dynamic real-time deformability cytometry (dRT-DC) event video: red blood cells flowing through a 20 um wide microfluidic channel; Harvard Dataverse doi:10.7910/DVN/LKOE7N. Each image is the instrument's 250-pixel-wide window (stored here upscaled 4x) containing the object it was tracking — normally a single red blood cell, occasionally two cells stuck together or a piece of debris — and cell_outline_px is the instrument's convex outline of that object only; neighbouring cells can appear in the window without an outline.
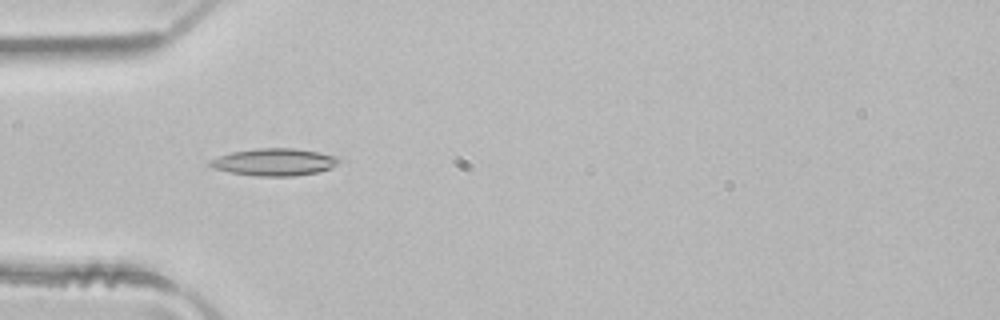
{"species": "common noctule bat (a hibernating species)", "species_latin": "Nyctalus noctula", "temperature_condition": "room temperature", "stored_images_in_passage": 2, "camera_frame_rate_fps": 3000, "um_per_image_px": 0.085, "animal": {"sex": "male", "body_mass_g": 21.5, "forearm_length_mm": 52.0}, "frame": {"image": 1, "passage_image": 2, "time_ms": 0.333, "image_size_px": [1000, 320], "cell_outline_px": [[340, 160], [332, 168], [316, 172], [296, 176], [256, 176], [228, 172], [212, 168], [208, 164], [212, 160], [220, 156], [232, 152], [256, 148], [296, 148], [320, 152], [340, 156]], "centroid_in_image_um": [23.36, 13.77], "position_along_channel_um": 61.6, "area_um2": 20.58}}